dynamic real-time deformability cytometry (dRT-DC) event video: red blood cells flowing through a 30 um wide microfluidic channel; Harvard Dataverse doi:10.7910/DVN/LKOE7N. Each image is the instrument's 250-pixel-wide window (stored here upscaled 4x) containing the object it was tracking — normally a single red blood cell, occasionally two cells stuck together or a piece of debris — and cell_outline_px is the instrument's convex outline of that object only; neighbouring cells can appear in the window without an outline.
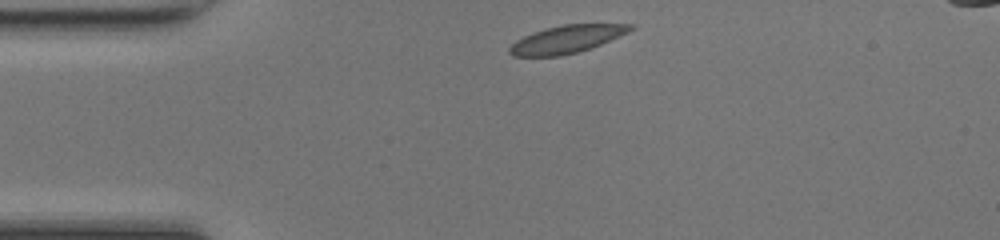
{"species": "common noctule bat (a hibernating species)", "species_latin": "Nyctalus noctula", "temperature_condition": "room temperature", "stored_images_in_passage": 39, "camera_frame_rate_fps": 3000, "um_per_image_px": 0.085, "animal": {"sex": "female", "body_mass_g": 17.0, "forearm_length_mm": 48.0}, "frame": {"image": 1, "passage_image": 1, "time_ms": 0.0, "image_size_px": [1000, 240], "cell_outline_px": [[636, 28], [620, 36], [592, 48], [560, 56], [512, 56], [508, 52], [508, 48], [516, 40], [532, 32], [564, 24], [636, 24]], "centroid_in_image_um": [48.19, 3.33], "position_along_channel_um": 36.8, "area_um2": 19.54}}
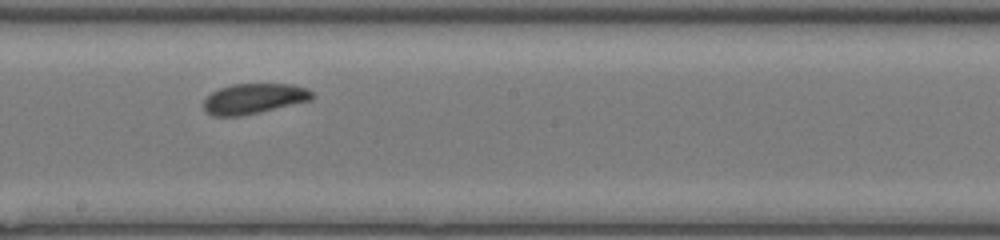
{"frame": {"image": 2, "passage_image": 17, "time_ms": 5.333, "image_size_px": [1000, 240], "cell_outline_px": [[316, 96], [312, 100], [260, 112], [240, 116], [212, 116], [204, 108], [204, 100], [212, 92], [220, 88], [232, 84], [292, 84], [308, 88]], "centroid_in_image_um": [21.62, 8.38], "position_along_channel_um": 226.6, "area_um2": 19.19}}
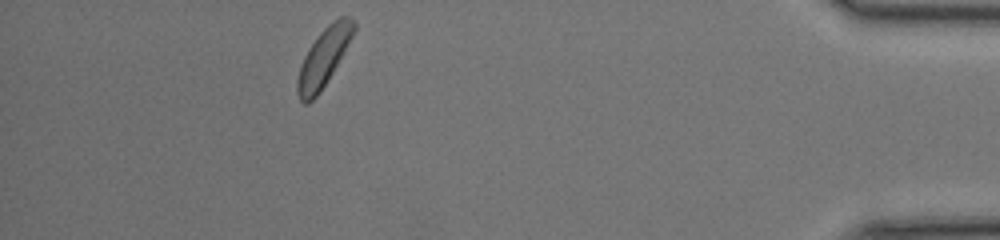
{"frame": {"image": 3, "passage_image": 34, "time_ms": 11.0, "image_size_px": [1000, 240], "cell_outline_px": [[356, 28], [352, 36], [332, 72], [320, 92], [308, 104], [304, 104], [300, 100], [296, 92], [296, 80], [300, 64], [308, 48], [320, 32], [328, 24], [340, 16], [348, 16], [356, 24]], "centroid_in_image_um": [27.46, 4.9], "position_along_channel_um": 407.7, "area_um2": 18.84}, "authors_computed_cell_mechanics": {"area_um2": 19.1896, "velocity_mm_per_s": 4.2373, "shape_relaxation_time_tau1_ms": 1.1077, "shape_relaxation_time_tau2_ms": null, "deformation_change_tau1": 0.0872, "deformation_change_tau2": null}}